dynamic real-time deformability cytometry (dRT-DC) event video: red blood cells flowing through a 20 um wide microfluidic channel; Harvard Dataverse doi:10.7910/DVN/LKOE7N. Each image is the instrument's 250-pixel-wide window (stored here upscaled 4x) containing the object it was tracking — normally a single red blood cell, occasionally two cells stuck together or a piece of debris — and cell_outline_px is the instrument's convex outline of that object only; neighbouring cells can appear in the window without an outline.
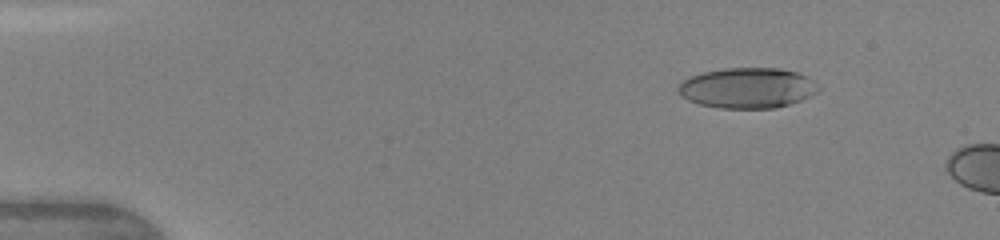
{"species": "human", "species_latin": "Homo sapiens", "temperature_condition": "warm", "stored_images_in_passage": 4, "camera_frame_rate_fps": 3000, "um_per_image_px": 0.085, "donor": {"sex": "female"}, "frame": {"image": 1, "passage_image": 2, "time_ms": 1.0, "image_size_px": [1000, 240], "cell_outline_px": [[820, 92], [800, 100], [776, 108], [720, 108], [700, 104], [688, 100], [680, 96], [676, 88], [688, 76], [704, 72], [724, 68], [780, 68], [796, 72], [812, 80], [820, 88]], "centroid_in_image_um": [63.51, 7.47], "position_along_channel_um": 21.5, "area_um2": 33.06}}